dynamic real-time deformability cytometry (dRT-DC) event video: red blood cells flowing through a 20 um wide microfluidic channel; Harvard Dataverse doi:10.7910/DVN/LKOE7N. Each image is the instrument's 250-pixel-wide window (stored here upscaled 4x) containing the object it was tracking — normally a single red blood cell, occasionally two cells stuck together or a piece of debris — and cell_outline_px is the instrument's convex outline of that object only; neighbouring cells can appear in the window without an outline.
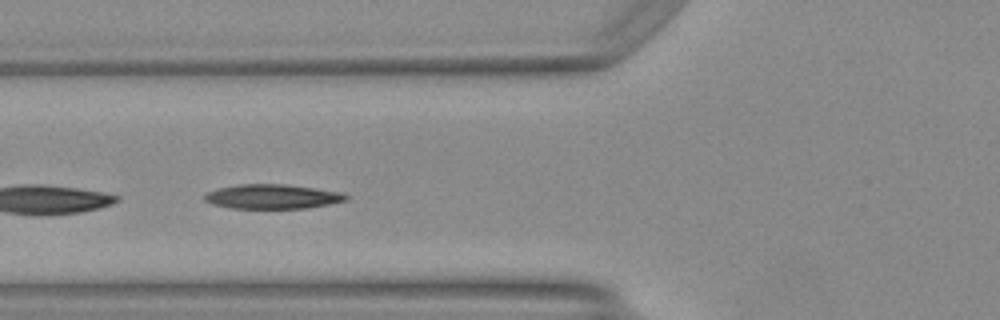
{"species": "Egyptian fruit bat (a non-hibernating species)", "species_latin": "Rousettus aegyptiacus", "temperature_condition": "warm", "stored_images_in_passage": 12, "camera_frame_rate_fps": 3000, "um_per_image_px": 0.085, "animal": {"sex": "female"}, "frame": {"image": 1, "passage_image": 9, "time_ms": 2.667, "image_size_px": [1000, 320], "cell_outline_px": [[348, 200], [328, 204], [304, 208], [232, 208], [212, 204], [204, 200], [204, 196], [208, 192], [216, 188], [236, 184], [284, 184], [344, 192], [348, 196]], "centroid_in_image_um": [23.14, 16.7], "position_along_channel_um": 102.7, "area_um2": 20.17}}